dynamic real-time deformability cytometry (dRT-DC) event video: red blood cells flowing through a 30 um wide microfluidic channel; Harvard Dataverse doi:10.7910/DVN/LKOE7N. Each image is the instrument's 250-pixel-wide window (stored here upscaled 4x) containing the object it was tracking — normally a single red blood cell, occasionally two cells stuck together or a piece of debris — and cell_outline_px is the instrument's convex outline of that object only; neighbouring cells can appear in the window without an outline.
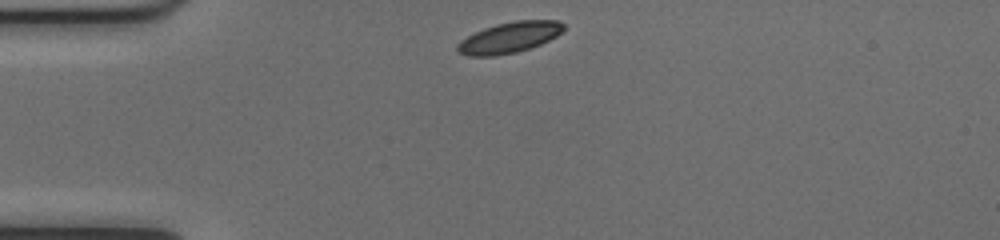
{"species": "common noctule bat (a hibernating species)", "species_latin": "Nyctalus noctula", "temperature_condition": "cold", "stored_images_in_passage": 40, "camera_frame_rate_fps": 3000, "um_per_image_px": 0.085, "animal": {"sex": "female", "body_mass_g": 17.0, "forearm_length_mm": 48.0}, "frame": {"image": 1, "passage_image": 1, "time_ms": 0.0, "image_size_px": [1000, 240], "cell_outline_px": [[564, 28], [556, 36], [540, 44], [516, 52], [496, 56], [468, 56], [456, 52], [456, 44], [460, 40], [484, 28], [496, 24], [516, 20], [560, 20], [564, 24]], "centroid_in_image_um": [43.26, 3.19], "position_along_channel_um": 41.7, "area_um2": 19.07}}
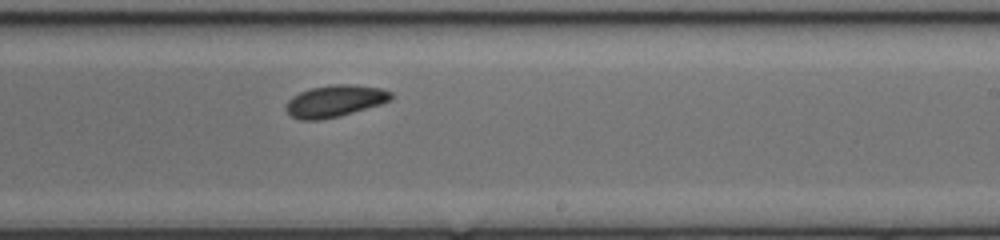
{"frame": {"image": 2, "passage_image": 20, "time_ms": 6.333, "image_size_px": [1000, 240], "cell_outline_px": [[392, 100], [380, 104], [340, 116], [320, 120], [300, 120], [292, 116], [284, 108], [284, 104], [292, 96], [300, 92], [312, 88], [332, 84], [356, 84], [380, 88], [392, 92]], "centroid_in_image_um": [28.45, 8.58], "position_along_channel_um": 260.5, "area_um2": 19.59}}
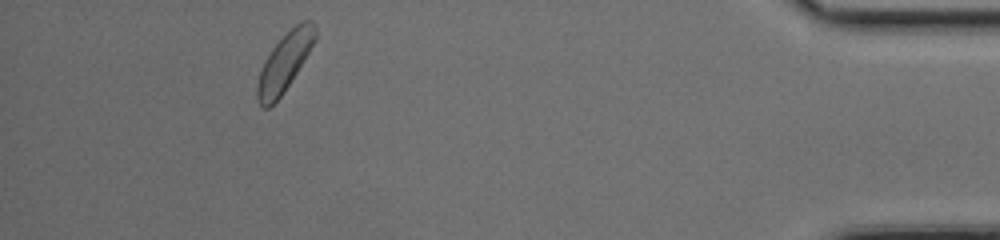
{"frame": {"image": 3, "passage_image": 36, "time_ms": 11.667, "image_size_px": [1000, 240], "cell_outline_px": [[316, 40], [296, 72], [280, 96], [268, 108], [264, 108], [260, 104], [256, 96], [256, 84], [264, 60], [272, 48], [300, 20], [312, 20], [316, 28]], "centroid_in_image_um": [24.18, 5.27], "position_along_channel_um": 411.0, "area_um2": 19.13}, "authors_computed_cell_mechanics": {"area_um2": 19.4208, "velocity_mm_per_s": 3.9316, "shape_relaxation_time_tau1_ms": 2.0688, "shape_relaxation_time_tau2_ms": null, "deformation_change_tau1": 0.067, "deformation_change_tau2": null}}